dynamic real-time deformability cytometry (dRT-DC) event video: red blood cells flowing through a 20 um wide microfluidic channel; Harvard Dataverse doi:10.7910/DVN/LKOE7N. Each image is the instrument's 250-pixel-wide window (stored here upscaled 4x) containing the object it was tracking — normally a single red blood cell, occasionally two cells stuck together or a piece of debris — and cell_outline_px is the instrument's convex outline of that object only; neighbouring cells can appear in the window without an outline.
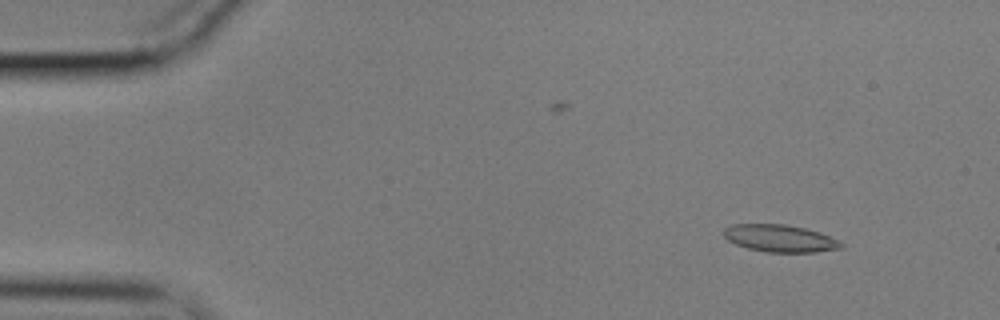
{"species": "common noctule bat (a hibernating species)", "species_latin": "Nyctalus noctula", "temperature_condition": "cold", "stored_images_in_passage": 55, "camera_frame_rate_fps": 3000, "um_per_image_px": 0.085, "animal": {"sex": "male", "body_mass_g": 17.9}, "frame": {"image": 1, "passage_image": 5, "time_ms": 1.333, "image_size_px": [1000, 320], "cell_outline_px": [[844, 248], [816, 252], [768, 252], [748, 248], [736, 244], [728, 240], [724, 236], [724, 228], [732, 224], [784, 224], [804, 228], [820, 232], [840, 240], [844, 244]], "centroid_in_image_um": [66.34, 20.26], "position_along_channel_um": 18.7, "area_um2": 18.73}}
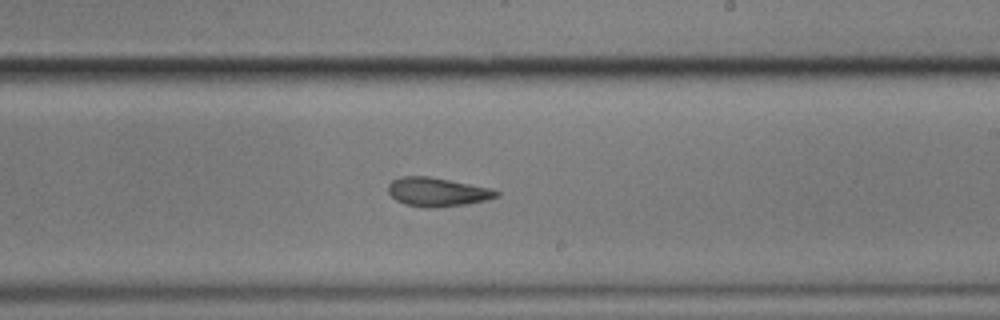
{"frame": {"image": 2, "passage_image": 32, "time_ms": 10.333, "image_size_px": [1000, 320], "cell_outline_px": [[500, 196], [484, 200], [464, 204], [436, 208], [424, 208], [404, 204], [396, 200], [388, 192], [388, 184], [392, 180], [400, 176], [428, 176], [492, 188], [500, 192]], "centroid_in_image_um": [37.15, 16.32], "position_along_channel_um": 251.9, "area_um2": 18.26}}
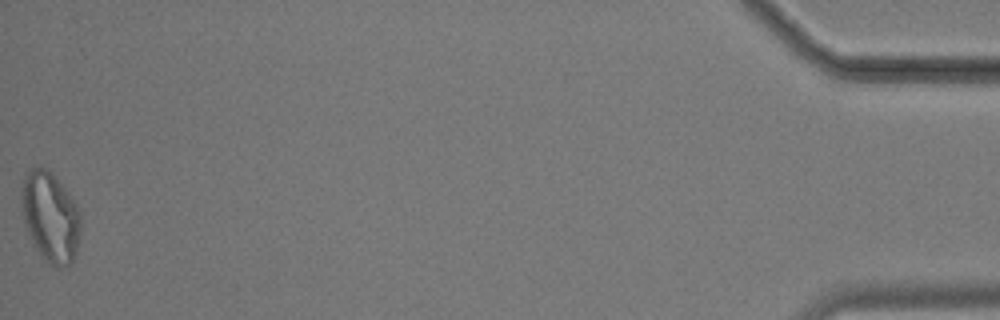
{"frame": {"image": 3, "passage_image": 55, "time_ms": 18.0, "image_size_px": [1000, 320], "cell_outline_px": [[80, 232], [76, 252], [72, 264], [64, 268], [56, 268], [48, 264], [40, 256], [32, 244], [24, 224], [20, 208], [20, 184], [24, 172], [28, 168], [48, 168], [56, 176], [80, 208]], "centroid_in_image_um": [4.24, 18.43], "position_along_channel_um": 431.0, "area_um2": 32.37}, "authors_computed_cell_mechanics": {"area_um2": 18.7272, "velocity_mm_per_s": 3.5724, "shape_relaxation_time_tau1_ms": null, "shape_relaxation_time_tau2_ms": 3.28, "deformation_change_tau1": null, "deformation_change_tau2": 0.1108}}